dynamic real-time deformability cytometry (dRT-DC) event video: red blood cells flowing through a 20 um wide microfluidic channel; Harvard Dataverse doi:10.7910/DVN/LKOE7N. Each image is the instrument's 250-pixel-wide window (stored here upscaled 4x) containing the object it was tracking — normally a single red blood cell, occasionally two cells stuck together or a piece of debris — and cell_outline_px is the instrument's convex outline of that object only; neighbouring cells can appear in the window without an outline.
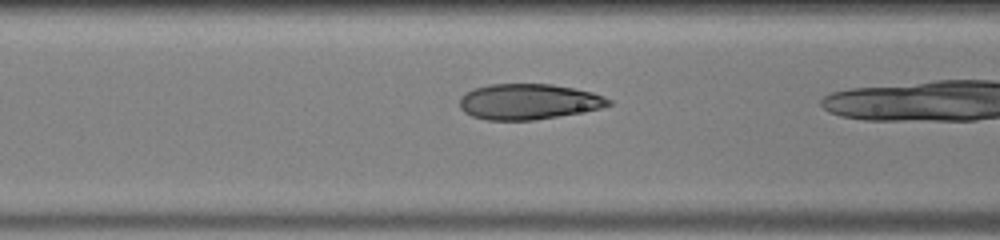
{"species": "human", "species_latin": "Homo sapiens", "temperature_condition": "warm", "stored_images_in_passage": 20, "camera_frame_rate_fps": 3000, "um_per_image_px": 0.085, "donor": {"sex": "male"}, "frame": {"image": 1, "passage_image": 16, "time_ms": 5.0, "image_size_px": [1000, 240], "cell_outline_px": [[612, 104], [600, 108], [556, 116], [532, 120], [484, 120], [472, 116], [464, 112], [460, 108], [460, 96], [464, 92], [476, 88], [492, 84], [552, 84], [592, 92], [604, 96], [612, 100]], "centroid_in_image_um": [44.89, 8.64], "position_along_channel_um": 121.7, "area_um2": 30.75}}
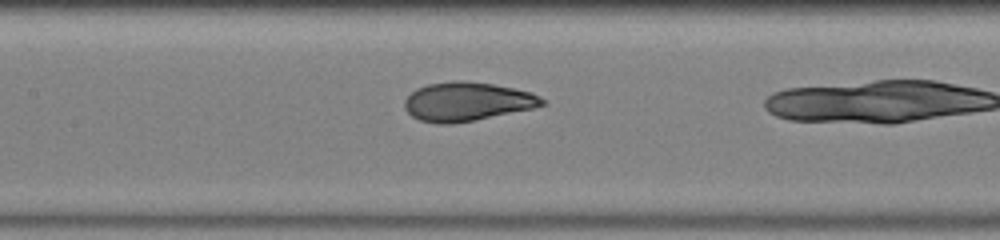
{"frame": {"image": 2, "passage_image": 19, "time_ms": 6.0, "image_size_px": [1000, 240], "cell_outline_px": [[548, 104], [532, 108], [452, 124], [436, 124], [420, 120], [412, 116], [404, 108], [404, 100], [416, 88], [428, 84], [456, 80], [464, 80], [492, 84], [532, 92], [540, 96]], "centroid_in_image_um": [39.68, 8.63], "position_along_channel_um": 167.7, "area_um2": 30.98}}